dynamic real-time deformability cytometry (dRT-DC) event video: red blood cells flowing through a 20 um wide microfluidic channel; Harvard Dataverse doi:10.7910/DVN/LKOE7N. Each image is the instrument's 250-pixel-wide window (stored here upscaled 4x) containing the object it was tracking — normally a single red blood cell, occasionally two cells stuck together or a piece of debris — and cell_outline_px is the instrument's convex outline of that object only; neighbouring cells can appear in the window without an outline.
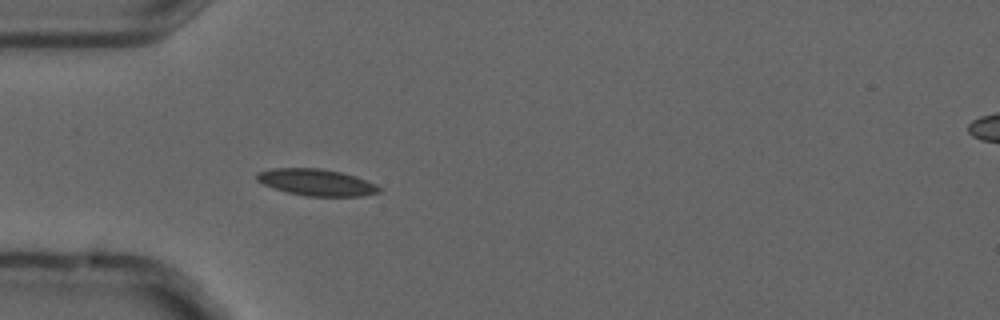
{"species": "common noctule bat (a hibernating species)", "species_latin": "Nyctalus noctula", "temperature_condition": "cold", "stored_images_in_passage": 4, "camera_frame_rate_fps": 3000, "um_per_image_px": 0.085, "animal": {"sex": "male", "forearm_length_mm": 52.5}, "frame": {"image": 1, "passage_image": 4, "time_ms": 1.0, "image_size_px": [1000, 320], "cell_outline_px": [[380, 192], [360, 196], [308, 196], [288, 192], [264, 184], [256, 180], [256, 176], [260, 172], [272, 168], [320, 168], [340, 172], [356, 176], [376, 184], [380, 188]], "centroid_in_image_um": [26.92, 15.49], "position_along_channel_um": 58.1, "area_um2": 18.73}}